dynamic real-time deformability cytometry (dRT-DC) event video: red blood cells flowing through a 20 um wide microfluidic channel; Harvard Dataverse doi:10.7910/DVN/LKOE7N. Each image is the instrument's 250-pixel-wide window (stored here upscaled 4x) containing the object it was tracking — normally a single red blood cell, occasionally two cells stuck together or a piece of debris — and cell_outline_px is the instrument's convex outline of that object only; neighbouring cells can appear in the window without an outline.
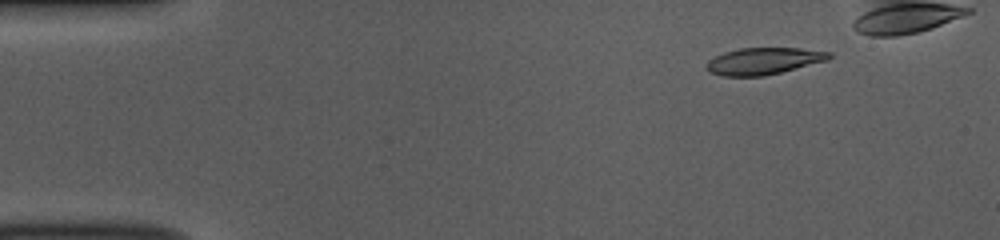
{"species": "common noctule bat (a hibernating species)", "species_latin": "Nyctalus noctula", "temperature_condition": "room temperature", "stored_images_in_passage": 43, "camera_frame_rate_fps": 3000, "um_per_image_px": 0.085, "animal": {"sex": "female", "body_mass_g": 10.0, "forearm_length_mm": 53.1}, "frame": {"image": 1, "passage_image": 6, "time_ms": 1.667, "image_size_px": [1000, 240], "cell_outline_px": [[832, 56], [828, 60], [764, 76], [724, 76], [708, 72], [704, 68], [704, 64], [708, 60], [724, 52], [740, 48], [800, 48], [832, 52]], "centroid_in_image_um": [64.87, 5.19], "position_along_channel_um": 20.1, "area_um2": 19.25}}
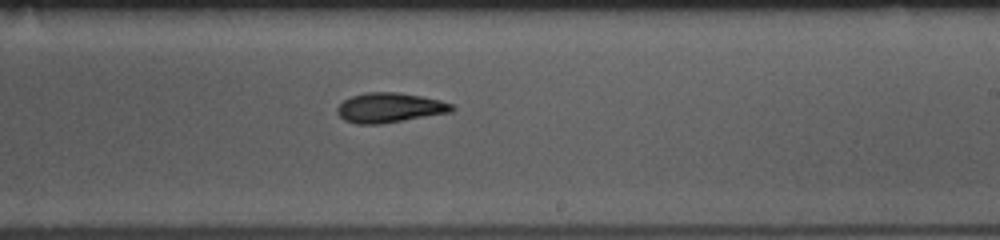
{"frame": {"image": 2, "passage_image": 31, "time_ms": 10.0, "image_size_px": [1000, 240], "cell_outline_px": [[456, 108], [452, 112], [380, 124], [356, 124], [344, 120], [336, 112], [336, 108], [344, 100], [352, 96], [364, 92], [400, 92], [440, 100], [452, 104]], "centroid_in_image_um": [33.11, 9.15], "position_along_channel_um": 255.9, "area_um2": 19.94}}
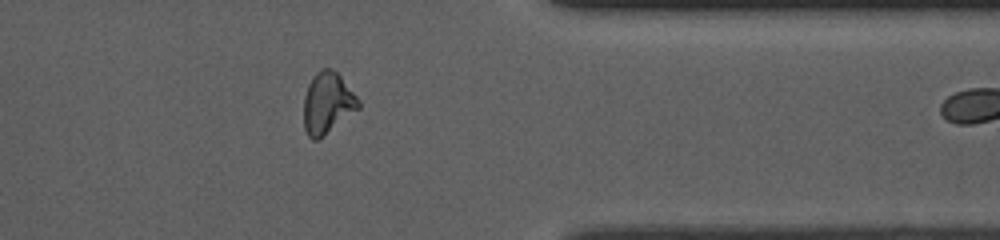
{"frame": {"image": 3, "passage_image": 42, "time_ms": 13.667, "image_size_px": [1000, 240], "cell_outline_px": [[360, 108], [316, 140], [312, 140], [308, 136], [304, 128], [304, 96], [308, 84], [312, 76], [320, 68], [332, 68], [340, 76], [360, 100]], "centroid_in_image_um": [27.82, 8.73], "position_along_channel_um": 383.6, "area_um2": 19.42}}